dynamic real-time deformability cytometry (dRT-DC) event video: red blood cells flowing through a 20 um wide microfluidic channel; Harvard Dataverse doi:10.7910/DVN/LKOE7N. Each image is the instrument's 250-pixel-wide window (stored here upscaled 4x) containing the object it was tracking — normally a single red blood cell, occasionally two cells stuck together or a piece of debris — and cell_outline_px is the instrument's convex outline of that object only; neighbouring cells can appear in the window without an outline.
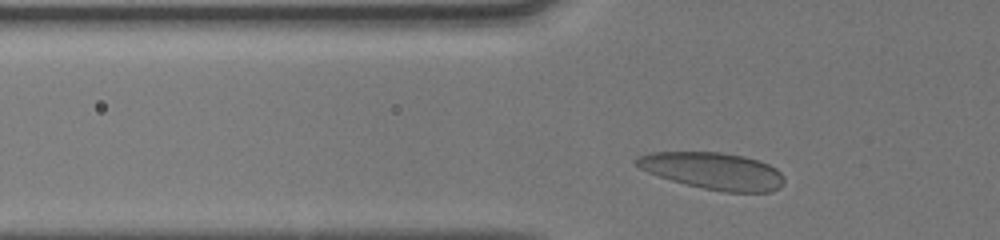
{"species": "human", "species_latin": "Homo sapiens", "temperature_condition": "cold", "stored_images_in_passage": 34, "camera_frame_rate_fps": 3000, "um_per_image_px": 0.085, "donor": {"sex": "male"}, "frame": {"image": 1, "passage_image": 8, "time_ms": 2.333, "image_size_px": [1000, 240], "cell_outline_px": [[784, 184], [780, 188], [772, 192], [724, 192], [704, 188], [672, 180], [648, 172], [640, 168], [636, 164], [636, 160], [640, 156], [652, 152], [724, 152], [744, 156], [760, 160], [776, 168], [784, 176]], "centroid_in_image_um": [60.69, 14.53], "position_along_channel_um": 65.1, "area_um2": 31.67}}
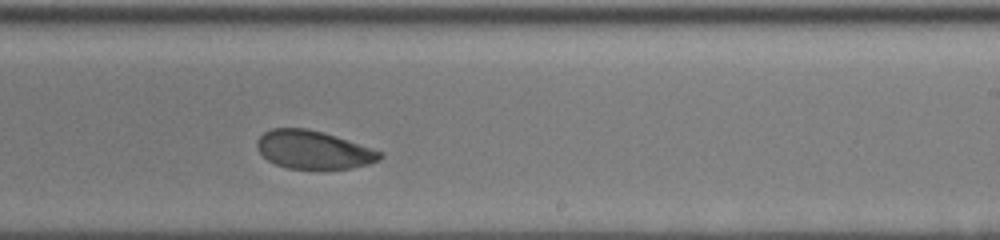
{"frame": {"image": 2, "passage_image": 23, "time_ms": 7.333, "image_size_px": [1000, 240], "cell_outline_px": [[384, 156], [380, 160], [368, 164], [352, 168], [288, 168], [276, 164], [268, 160], [256, 148], [256, 140], [264, 132], [272, 128], [308, 128], [324, 132], [372, 148], [380, 152]], "centroid_in_image_um": [26.63, 12.71], "position_along_channel_um": 262.4, "area_um2": 27.22}}
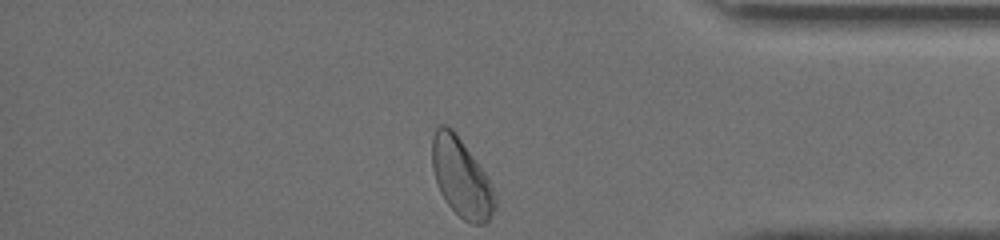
{"frame": {"image": 3, "passage_image": 34, "time_ms": 11.0, "image_size_px": [1000, 240], "cell_outline_px": [[496, 208], [488, 220], [484, 224], [472, 224], [464, 220], [448, 204], [440, 192], [432, 168], [432, 136], [436, 128], [440, 124], [444, 124], [452, 128], [456, 132], [484, 172], [492, 184], [496, 192]], "centroid_in_image_um": [39.22, 15.09], "position_along_channel_um": 396.0, "area_um2": 28.84}, "authors_computed_cell_mechanics": {"area_um2": 29.0734, "velocity_mm_per_s": 4.0771, "shape_relaxation_time_tau1_ms": 2.3667, "shape_relaxation_time_tau2_ms": 2.4886, "deformation_change_tau1": 0.0983, "deformation_change_tau2": 0.0803}}